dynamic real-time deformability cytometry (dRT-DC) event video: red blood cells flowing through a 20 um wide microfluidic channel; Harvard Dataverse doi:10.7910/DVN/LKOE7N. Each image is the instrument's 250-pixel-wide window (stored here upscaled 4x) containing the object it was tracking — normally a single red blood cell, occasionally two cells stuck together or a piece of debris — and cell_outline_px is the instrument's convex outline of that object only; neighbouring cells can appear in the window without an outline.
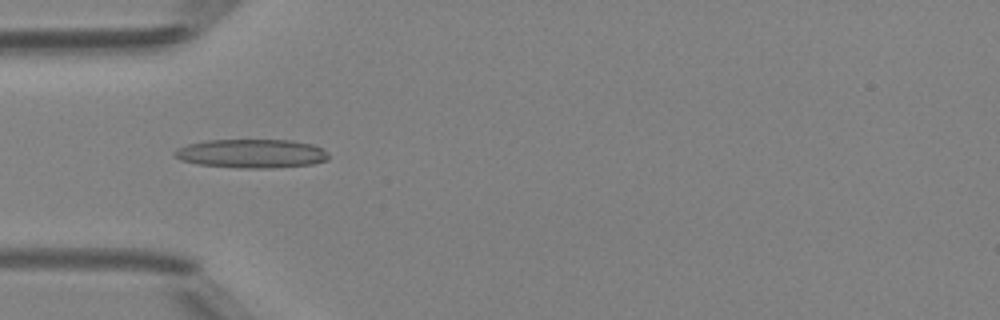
{"species": "Egyptian fruit bat (a non-hibernating species)", "species_latin": "Rousettus aegyptiacus", "temperature_condition": "room temperature", "stored_images_in_passage": 48, "camera_frame_rate_fps": 3000, "um_per_image_px": 0.085, "animal": {"sex": "female"}, "frame": {"image": 1, "passage_image": 15, "time_ms": 4.667, "image_size_px": [1000, 320], "cell_outline_px": [[328, 160], [312, 164], [268, 168], [240, 168], [196, 164], [180, 160], [172, 156], [172, 152], [176, 148], [188, 144], [204, 140], [292, 140], [312, 144], [320, 148], [328, 156]], "centroid_in_image_um": [21.29, 13.05], "position_along_channel_um": 63.7, "area_um2": 25.95}}
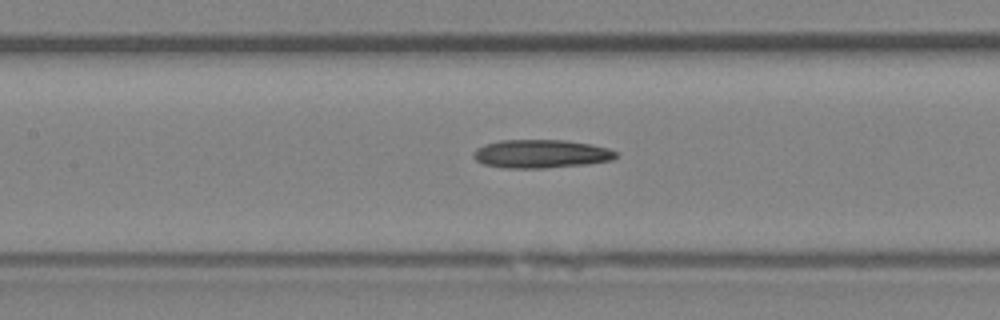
{"frame": {"image": 2, "passage_image": 22, "time_ms": 7.0, "image_size_px": [1000, 320], "cell_outline_px": [[620, 156], [612, 160], [588, 164], [544, 168], [504, 168], [484, 164], [476, 160], [472, 156], [472, 152], [476, 148], [484, 144], [500, 140], [564, 140], [592, 144], [608, 148], [616, 152]], "centroid_in_image_um": [45.99, 13.07], "position_along_channel_um": 161.4, "area_um2": 23.81}}
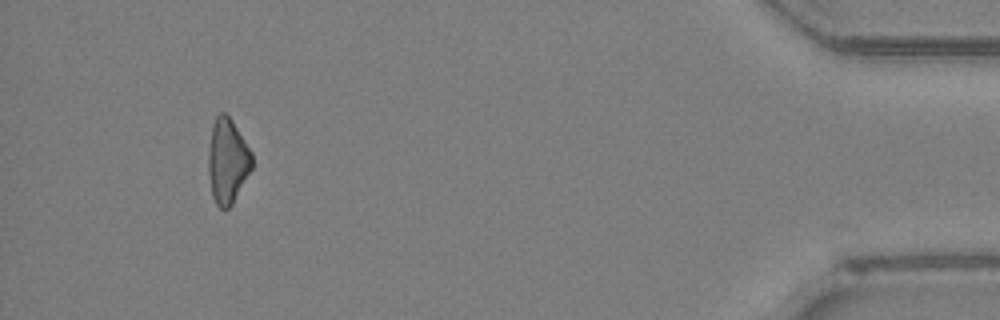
{"frame": {"image": 3, "passage_image": 45, "time_ms": 14.667, "image_size_px": [1000, 320], "cell_outline_px": [[252, 168], [232, 204], [228, 208], [220, 208], [216, 204], [212, 196], [208, 176], [208, 144], [212, 124], [216, 116], [220, 112], [224, 112], [232, 120], [252, 152]], "centroid_in_image_um": [19.31, 13.67], "position_along_channel_um": 415.9, "area_um2": 21.73}, "authors_computed_cell_mechanics": {"area_um2": 23.2645, "velocity_mm_per_s": 4.248, "shape_relaxation_time_tau1_ms": 6.5961, "shape_relaxation_time_tau2_ms": null, "deformation_change_tau1": 0.1838, "deformation_change_tau2": null}}